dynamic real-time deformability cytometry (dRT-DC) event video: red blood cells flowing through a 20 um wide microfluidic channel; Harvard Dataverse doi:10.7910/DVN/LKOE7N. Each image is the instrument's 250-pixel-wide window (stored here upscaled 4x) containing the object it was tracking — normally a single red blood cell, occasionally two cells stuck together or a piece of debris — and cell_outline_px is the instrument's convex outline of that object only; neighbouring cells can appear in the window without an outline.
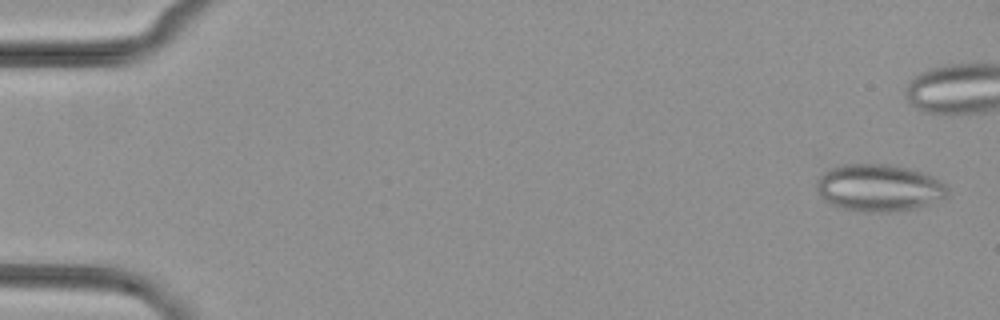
{"species": "common noctule bat (a hibernating species)", "species_latin": "Nyctalus noctula", "temperature_condition": "cold", "stored_images_in_passage": 43, "camera_frame_rate_fps": 3000, "um_per_image_px": 0.085, "animal": {"sex": "female", "body_mass_g": 29.2, "forearm_length_mm": 56.3}, "frame": {"image": 1, "passage_image": 2, "time_ms": 0.333, "image_size_px": [1000, 320], "cell_outline_px": [[948, 196], [928, 204], [916, 208], [888, 212], [860, 212], [840, 208], [824, 200], [820, 196], [816, 188], [816, 180], [824, 172], [840, 164], [888, 164], [924, 172], [940, 180], [948, 188]], "centroid_in_image_um": [74.69, 15.97], "position_along_channel_um": 10.3, "area_um2": 36.18}}
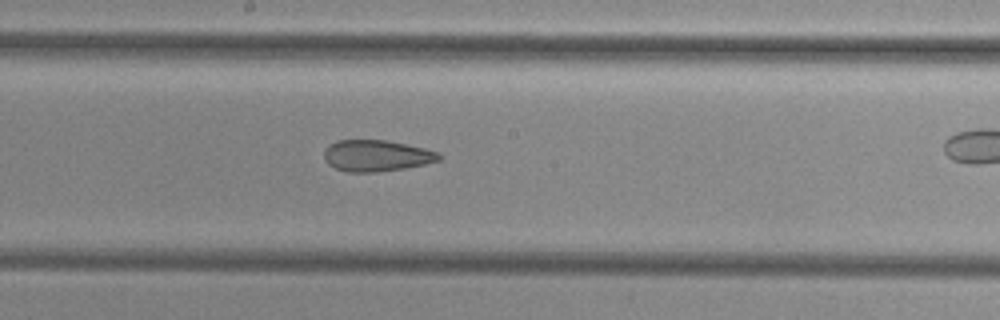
{"frame": {"image": 2, "passage_image": 29, "time_ms": 9.333, "image_size_px": [1000, 320], "cell_outline_px": [[440, 160], [424, 164], [404, 168], [376, 172], [348, 172], [336, 168], [328, 164], [324, 160], [324, 148], [328, 144], [336, 140], [384, 140], [424, 148], [440, 152]], "centroid_in_image_um": [31.96, 13.23], "position_along_channel_um": 216.2, "area_um2": 20.98}}
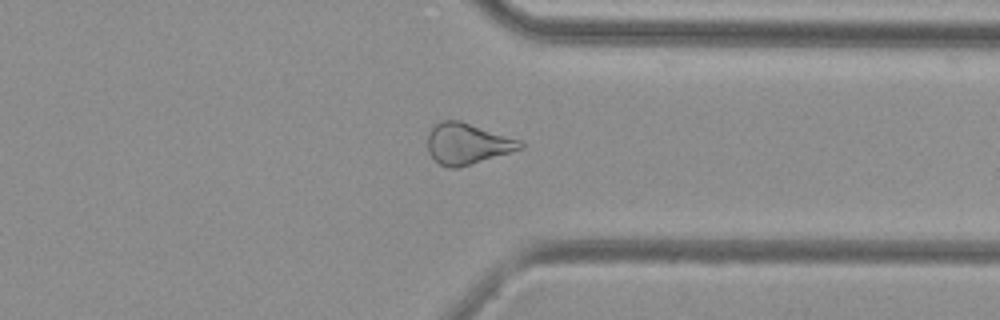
{"frame": {"image": 3, "passage_image": 41, "time_ms": 13.333, "image_size_px": [1000, 320], "cell_outline_px": [[524, 148], [460, 168], [448, 168], [440, 164], [428, 152], [428, 132], [436, 124], [444, 120], [460, 120], [520, 140], [524, 144]], "centroid_in_image_um": [39.73, 12.23], "position_along_channel_um": 371.7, "area_um2": 22.14}}